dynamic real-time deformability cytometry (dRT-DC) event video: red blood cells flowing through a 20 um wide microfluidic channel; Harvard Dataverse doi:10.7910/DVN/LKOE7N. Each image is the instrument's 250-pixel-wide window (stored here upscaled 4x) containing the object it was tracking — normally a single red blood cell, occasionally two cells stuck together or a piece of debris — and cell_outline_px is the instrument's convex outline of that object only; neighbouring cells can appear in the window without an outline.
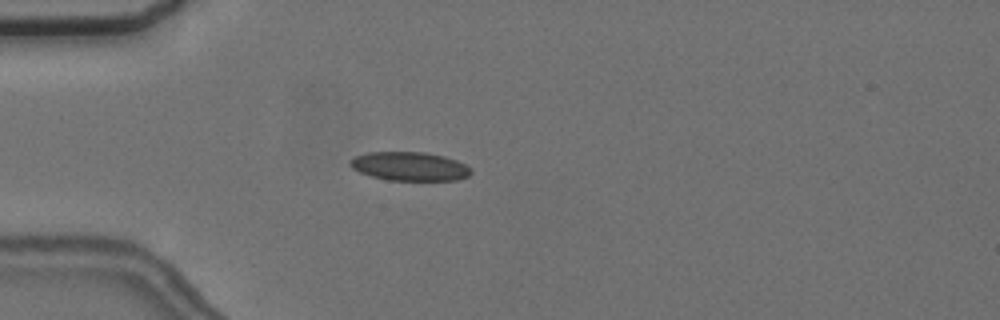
{"species": "common noctule bat (a hibernating species)", "species_latin": "Nyctalus noctula", "temperature_condition": "cold", "stored_images_in_passage": 4, "camera_frame_rate_fps": 3000, "um_per_image_px": 0.085, "animal": {"sex": "female", "body_mass_g": 24.6, "forearm_length_mm": 56.2}, "frame": {"image": 1, "passage_image": 3, "time_ms": 3.333, "image_size_px": [1000, 320], "cell_outline_px": [[472, 172], [468, 176], [456, 180], [388, 180], [372, 176], [360, 172], [352, 168], [348, 164], [348, 160], [356, 156], [368, 152], [424, 152], [444, 156], [456, 160], [472, 168]], "centroid_in_image_um": [34.81, 14.13], "position_along_channel_um": 50.2, "area_um2": 20.29}}